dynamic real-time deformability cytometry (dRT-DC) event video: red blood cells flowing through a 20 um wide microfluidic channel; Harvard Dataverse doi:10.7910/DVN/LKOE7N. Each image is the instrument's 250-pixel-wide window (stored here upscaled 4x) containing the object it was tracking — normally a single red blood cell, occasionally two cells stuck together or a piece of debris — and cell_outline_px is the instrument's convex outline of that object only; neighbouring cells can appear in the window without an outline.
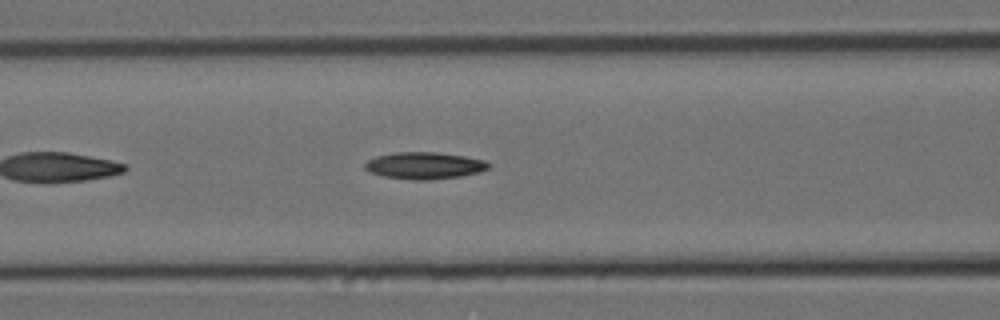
{"species": "Egyptian fruit bat (a non-hibernating species)", "species_latin": "Rousettus aegyptiacus", "temperature_condition": "cold", "stored_images_in_passage": 41, "camera_frame_rate_fps": 3000, "um_per_image_px": 0.085, "animal": {"sex": "female"}, "frame": {"image": 1, "passage_image": 7, "time_ms": 2.0, "image_size_px": [1000, 320], "cell_outline_px": [[492, 164], [488, 168], [480, 172], [460, 176], [428, 180], [412, 180], [384, 176], [368, 172], [364, 168], [364, 164], [368, 160], [376, 156], [396, 152], [436, 152], [464, 156], [484, 160]], "centroid_in_image_um": [36.06, 14.07], "position_along_channel_um": 130.5, "area_um2": 19.42}}
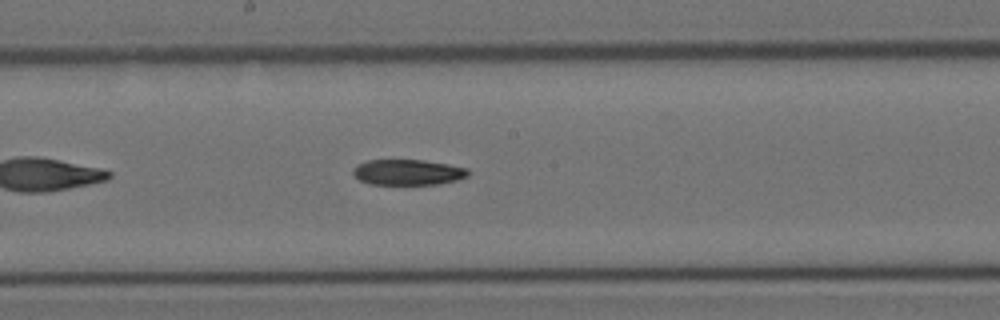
{"frame": {"image": 2, "passage_image": 14, "time_ms": 4.333, "image_size_px": [1000, 320], "cell_outline_px": [[468, 176], [456, 180], [440, 184], [368, 184], [360, 180], [352, 172], [352, 168], [356, 164], [368, 160], [424, 160], [448, 164], [468, 168]], "centroid_in_image_um": [34.65, 14.63], "position_along_channel_um": 213.6, "area_um2": 17.22}}
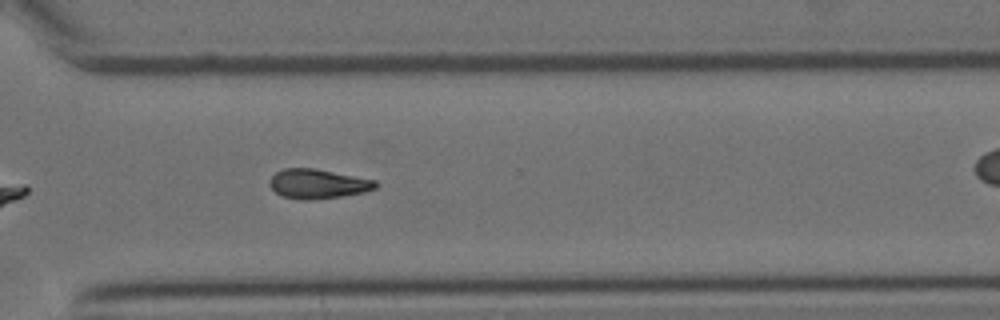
{"frame": {"image": 3, "passage_image": 25, "time_ms": 8.0, "image_size_px": [1000, 320], "cell_outline_px": [[380, 184], [376, 188], [364, 192], [340, 196], [308, 200], [304, 200], [280, 196], [268, 184], [268, 180], [276, 172], [284, 168], [316, 168], [376, 180]], "centroid_in_image_um": [27.01, 15.61], "position_along_channel_um": 343.6, "area_um2": 18.32}}